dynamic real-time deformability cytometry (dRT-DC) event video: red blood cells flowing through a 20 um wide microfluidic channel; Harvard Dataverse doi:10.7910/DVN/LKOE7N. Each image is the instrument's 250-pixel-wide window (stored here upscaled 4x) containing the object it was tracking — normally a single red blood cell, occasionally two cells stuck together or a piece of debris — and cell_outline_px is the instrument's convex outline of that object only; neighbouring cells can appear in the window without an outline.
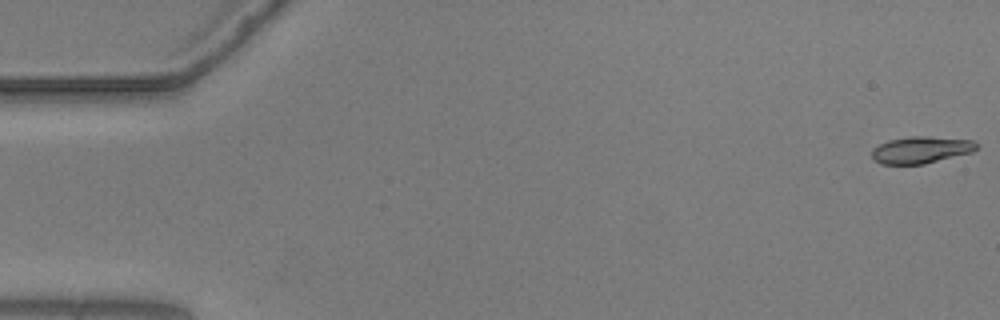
{"species": "common noctule bat (a hibernating species)", "species_latin": "Nyctalus noctula", "temperature_condition": "warm", "stored_images_in_passage": 54, "camera_frame_rate_fps": 3000, "um_per_image_px": 0.085, "animal": {"sex": "male", "body_mass_g": 20.5, "forearm_length_mm": 52.5}, "frame": {"image": 1, "passage_image": 1, "time_ms": 0.0, "image_size_px": [1000, 320], "cell_outline_px": [[976, 148], [972, 152], [924, 164], [880, 164], [872, 156], [872, 148], [888, 140], [908, 136], [928, 136], [972, 140], [976, 144]], "centroid_in_image_um": [78.25, 12.73], "position_along_channel_um": 6.7, "area_um2": 16.3}}
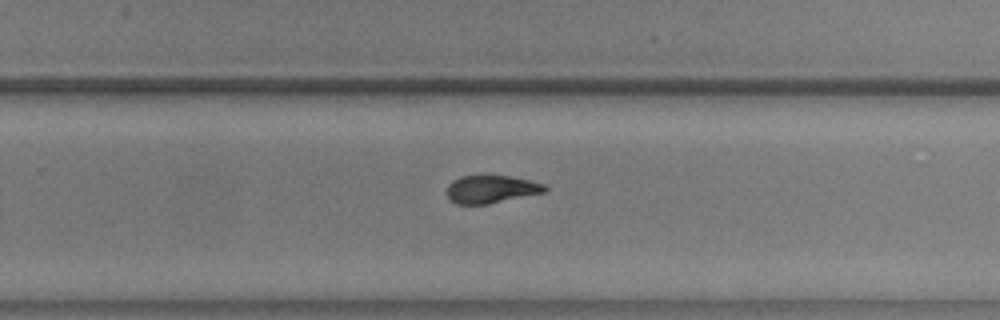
{"frame": {"image": 2, "passage_image": 36, "time_ms": 11.667, "image_size_px": [1000, 320], "cell_outline_px": [[548, 188], [544, 192], [488, 204], [456, 204], [448, 200], [448, 184], [452, 180], [460, 176], [508, 176], [528, 180], [544, 184]], "centroid_in_image_um": [41.71, 16.09], "position_along_channel_um": 288.1, "area_um2": 15.72}}
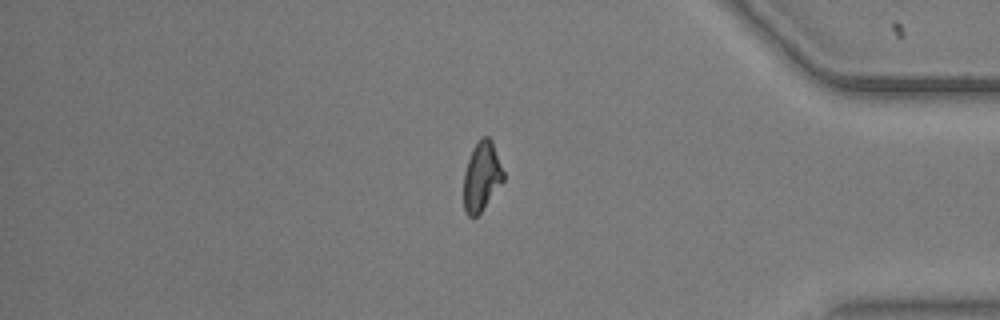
{"frame": {"image": 3, "passage_image": 47, "time_ms": 15.333, "image_size_px": [1000, 320], "cell_outline_px": [[504, 180], [480, 212], [476, 216], [468, 216], [464, 212], [464, 172], [472, 148], [484, 136], [488, 136], [492, 140], [504, 172]], "centroid_in_image_um": [40.94, 14.99], "position_along_channel_um": 394.3, "area_um2": 15.84}}